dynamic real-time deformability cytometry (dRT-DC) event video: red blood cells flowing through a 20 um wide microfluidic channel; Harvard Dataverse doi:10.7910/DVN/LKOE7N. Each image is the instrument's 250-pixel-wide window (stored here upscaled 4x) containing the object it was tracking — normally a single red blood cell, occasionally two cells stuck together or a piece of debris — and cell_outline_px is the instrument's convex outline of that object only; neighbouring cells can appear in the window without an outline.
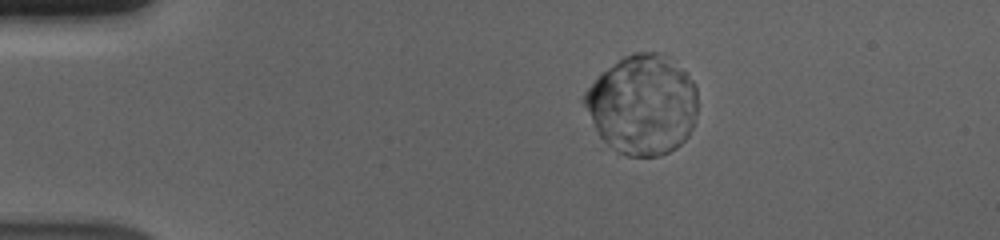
{"species": "human", "species_latin": "Homo sapiens", "temperature_condition": "cold", "stored_images_in_passage": 60, "camera_frame_rate_fps": 3000, "um_per_image_px": 0.085, "donor": {"sex": "male"}, "frame": {"image": 1, "passage_image": 13, "time_ms": 4.0, "image_size_px": [1000, 240], "cell_outline_px": [[696, 116], [692, 128], [688, 136], [676, 148], [660, 156], [628, 156], [616, 152], [600, 136], [580, 100], [584, 92], [608, 68], [624, 56], [632, 52], [664, 52], [684, 68], [688, 72], [696, 84]], "centroid_in_image_um": [54.64, 8.88], "position_along_channel_um": 30.4, "area_um2": 66.18}}
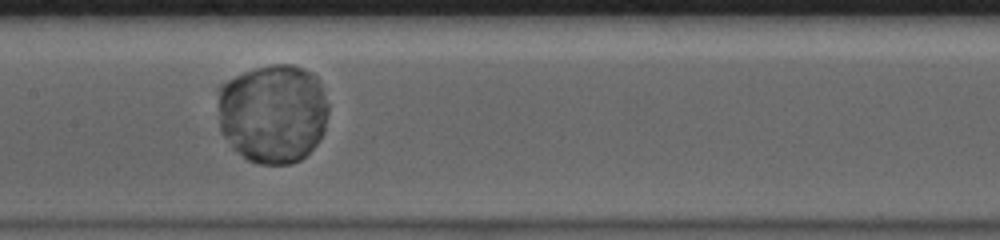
{"frame": {"image": 2, "passage_image": 32, "time_ms": 10.333, "image_size_px": [1000, 240], "cell_outline_px": [[328, 112], [324, 132], [320, 140], [300, 160], [288, 164], [260, 164], [248, 160], [232, 148], [224, 136], [220, 128], [220, 84], [244, 72], [256, 68], [272, 64], [292, 64], [312, 72], [316, 76], [320, 84], [328, 104]], "centroid_in_image_um": [23.23, 9.64], "position_along_channel_um": 184.2, "area_um2": 64.04}}
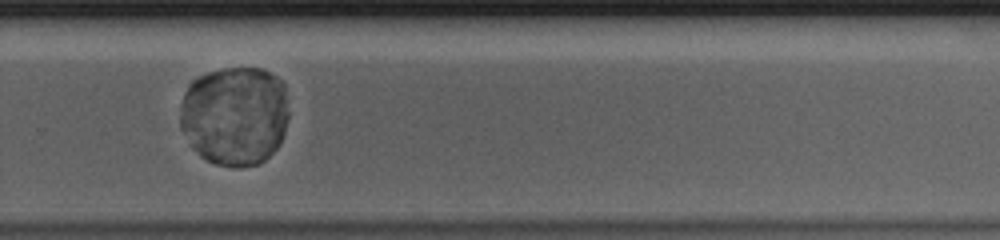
{"frame": {"image": 3, "passage_image": 43, "time_ms": 14.0, "image_size_px": [1000, 240], "cell_outline_px": [[288, 116], [284, 132], [280, 144], [260, 164], [240, 168], [232, 168], [216, 164], [200, 156], [192, 148], [180, 128], [180, 108], [184, 92], [188, 84], [192, 80], [208, 72], [224, 68], [260, 68], [276, 76], [284, 84], [288, 112]], "centroid_in_image_um": [19.94, 9.84], "position_along_channel_um": 309.9, "area_um2": 63.81}}